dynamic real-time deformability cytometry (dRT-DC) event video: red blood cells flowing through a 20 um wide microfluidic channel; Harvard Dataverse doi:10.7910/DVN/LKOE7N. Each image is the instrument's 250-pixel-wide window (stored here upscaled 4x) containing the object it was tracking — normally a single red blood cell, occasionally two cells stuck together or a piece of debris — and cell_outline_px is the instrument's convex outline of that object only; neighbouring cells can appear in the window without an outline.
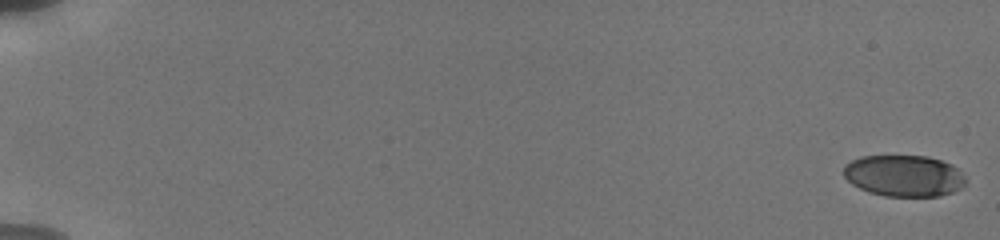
{"species": "human", "species_latin": "Homo sapiens", "temperature_condition": "cold", "stored_images_in_passage": 19, "camera_frame_rate_fps": 3000, "um_per_image_px": 0.085, "donor": {"sex": "male"}, "frame": {"image": 1, "passage_image": 1, "time_ms": 0.0, "image_size_px": [1000, 240], "cell_outline_px": [[968, 180], [960, 188], [952, 192], [940, 196], [884, 196], [868, 192], [852, 184], [844, 176], [844, 164], [860, 156], [928, 156], [952, 164]], "centroid_in_image_um": [76.83, 14.94], "position_along_channel_um": 8.2, "area_um2": 29.54}}
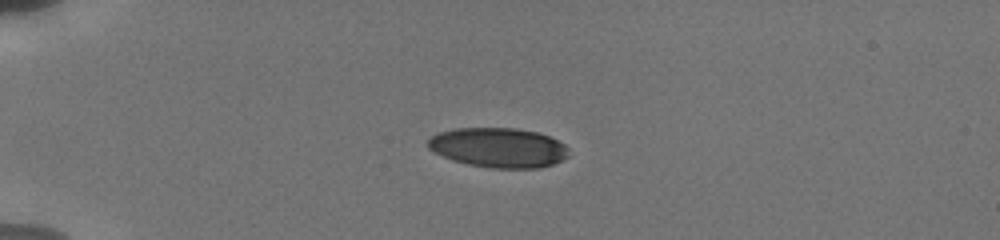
{"frame": {"image": 2, "passage_image": 14, "time_ms": 5.0, "image_size_px": [1000, 240], "cell_outline_px": [[568, 156], [552, 164], [540, 168], [492, 168], [468, 164], [452, 160], [428, 148], [428, 140], [432, 136], [440, 132], [456, 128], [516, 128], [536, 132], [548, 136], [564, 144], [568, 148]], "centroid_in_image_um": [42.37, 12.55], "position_along_channel_um": 42.6, "area_um2": 32.31}}
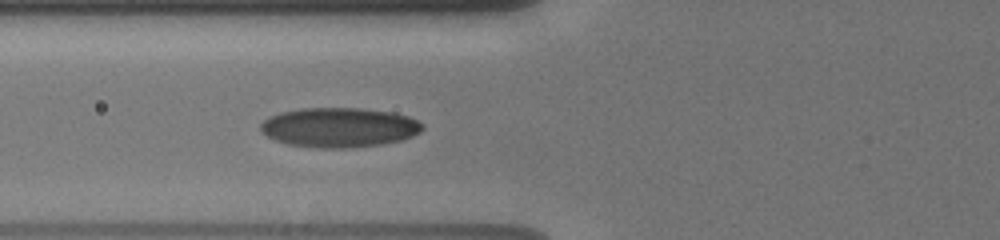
{"frame": {"image": 3, "passage_image": 19, "time_ms": 7.667, "image_size_px": [1000, 240], "cell_outline_px": [[424, 128], [420, 132], [412, 136], [400, 140], [380, 144], [344, 148], [320, 148], [288, 144], [276, 140], [260, 132], [260, 124], [268, 116], [280, 112], [300, 108], [360, 108], [392, 112], [408, 116], [424, 124]], "centroid_in_image_um": [28.81, 10.82], "position_along_channel_um": 97.0, "area_um2": 37.4}}